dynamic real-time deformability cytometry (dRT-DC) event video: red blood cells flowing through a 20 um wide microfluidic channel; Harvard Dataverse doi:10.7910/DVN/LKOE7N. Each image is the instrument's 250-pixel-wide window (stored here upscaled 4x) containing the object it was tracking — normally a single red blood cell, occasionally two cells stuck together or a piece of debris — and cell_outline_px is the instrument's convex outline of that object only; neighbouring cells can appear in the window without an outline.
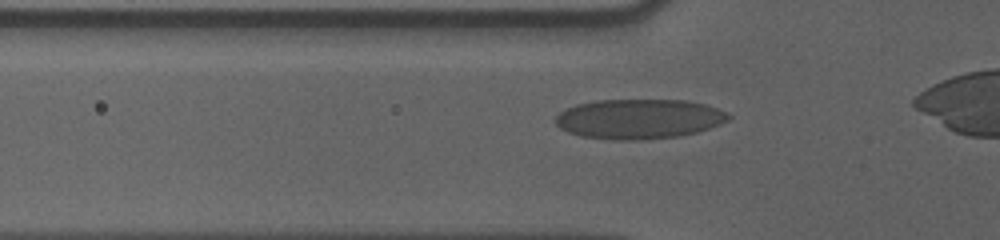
{"species": "human", "species_latin": "Homo sapiens", "temperature_condition": "cold", "stored_images_in_passage": 39, "camera_frame_rate_fps": 3000, "um_per_image_px": 0.085, "donor": {"sex": "male"}, "frame": {"image": 1, "passage_image": 11, "time_ms": 3.333, "image_size_px": [1000, 240], "cell_outline_px": [[732, 116], [728, 120], [720, 124], [696, 132], [680, 136], [644, 140], [612, 140], [580, 136], [568, 132], [560, 128], [552, 120], [560, 112], [576, 104], [596, 100], [684, 100], [704, 104], [728, 112]], "centroid_in_image_um": [54.29, 10.11], "position_along_channel_um": 71.5, "area_um2": 40.34}}
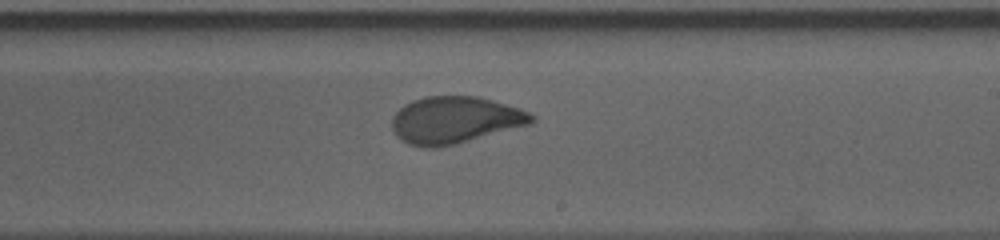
{"frame": {"image": 2, "passage_image": 26, "time_ms": 8.333, "image_size_px": [1000, 240], "cell_outline_px": [[536, 120], [532, 124], [456, 144], [440, 148], [424, 148], [408, 144], [400, 140], [396, 136], [392, 128], [392, 116], [404, 104], [412, 100], [424, 96], [480, 96], [520, 108], [536, 116]], "centroid_in_image_um": [38.67, 10.21], "position_along_channel_um": 250.3, "area_um2": 38.78}}
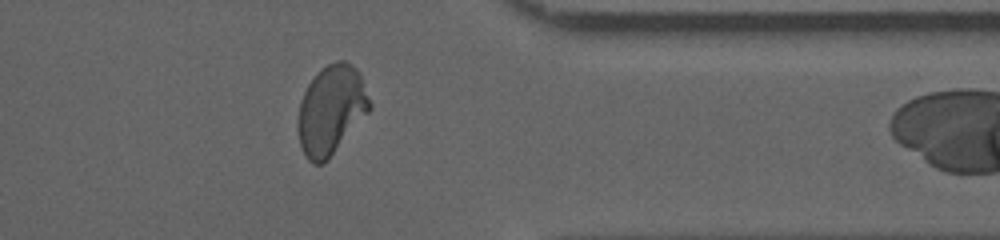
{"frame": {"image": 3, "passage_image": 38, "time_ms": 12.333, "image_size_px": [1000, 240], "cell_outline_px": [[372, 108], [328, 160], [324, 164], [312, 164], [308, 160], [300, 144], [296, 120], [300, 100], [308, 84], [316, 72], [328, 64], [336, 60], [344, 60], [352, 64], [360, 72], [372, 104]], "centroid_in_image_um": [28.15, 9.33], "position_along_channel_um": 383.3, "area_um2": 37.69}}